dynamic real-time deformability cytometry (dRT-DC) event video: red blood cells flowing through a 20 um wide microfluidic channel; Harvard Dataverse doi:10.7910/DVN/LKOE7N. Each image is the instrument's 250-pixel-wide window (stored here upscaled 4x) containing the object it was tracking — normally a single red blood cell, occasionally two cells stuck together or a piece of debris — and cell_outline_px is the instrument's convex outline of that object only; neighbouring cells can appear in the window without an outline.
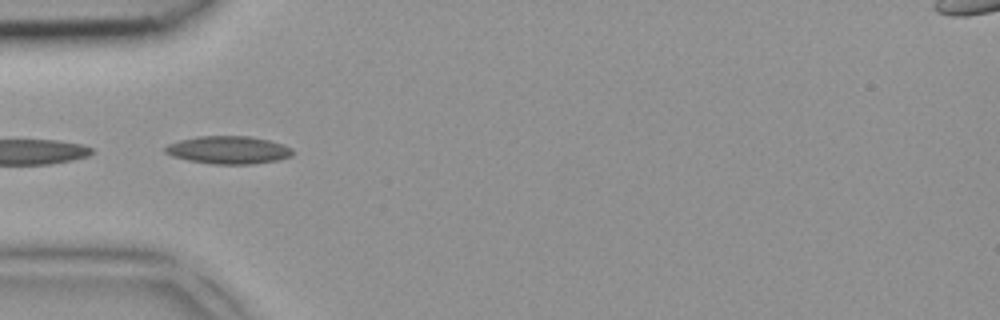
{"species": "common noctule bat (a hibernating species)", "species_latin": "Nyctalus noctula", "temperature_condition": "room temperature", "stored_images_in_passage": 4, "camera_frame_rate_fps": 3000, "um_per_image_px": 0.085, "animal": {"sex": "female", "body_mass_g": 18.4}, "frame": {"image": 1, "passage_image": 3, "time_ms": 0.667, "image_size_px": [1000, 320], "cell_outline_px": [[296, 152], [292, 156], [276, 160], [252, 164], [212, 164], [188, 160], [172, 156], [164, 152], [164, 148], [168, 144], [180, 140], [196, 136], [248, 136], [268, 140], [292, 148]], "centroid_in_image_um": [19.4, 12.75], "position_along_channel_um": 65.6, "area_um2": 20.63}}